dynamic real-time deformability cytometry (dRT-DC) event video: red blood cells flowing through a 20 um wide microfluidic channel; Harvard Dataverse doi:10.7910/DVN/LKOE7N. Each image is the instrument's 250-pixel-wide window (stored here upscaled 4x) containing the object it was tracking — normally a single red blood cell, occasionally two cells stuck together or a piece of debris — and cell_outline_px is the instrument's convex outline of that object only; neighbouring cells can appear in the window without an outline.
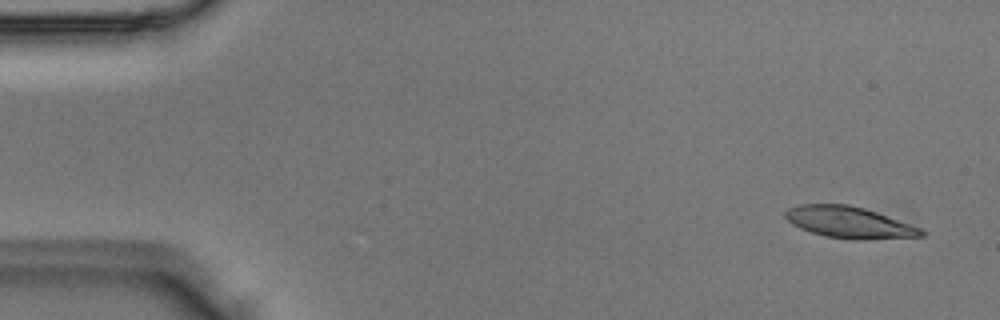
{"species": "Egyptian fruit bat (a non-hibernating species)", "species_latin": "Rousettus aegyptiacus", "temperature_condition": "room temperature", "stored_images_in_passage": 5, "segment_of_instrument_passage": [1, 2], "camera_frame_rate_fps": 3000, "um_per_image_px": 0.085, "animal": {"sex": "male"}, "frame": {"image": 1, "passage_image": 1, "time_ms": 0.0, "image_size_px": [1000, 320], "cell_outline_px": [[928, 232], [924, 236], [860, 240], [852, 240], [824, 236], [800, 228], [792, 224], [784, 216], [784, 212], [788, 208], [800, 204], [848, 204], [864, 208], [876, 212], [920, 228]], "centroid_in_image_um": [72.17, 18.91], "position_along_channel_um": 12.8, "area_um2": 24.91}}
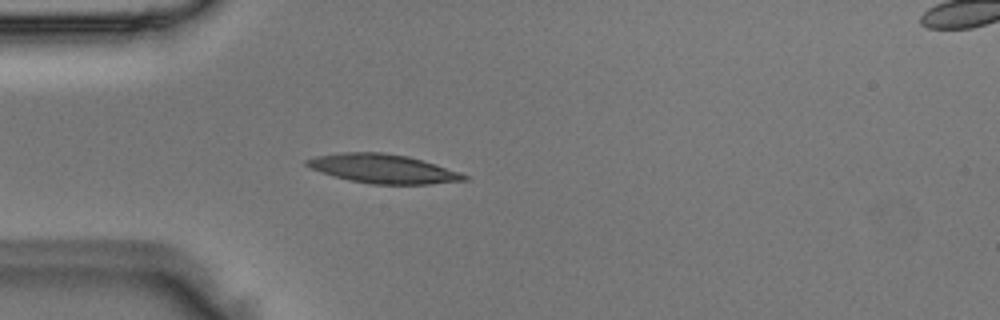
{"frame": {"image": 2, "passage_image": 4, "time_ms": 1.0, "image_size_px": [1000, 320], "cell_outline_px": [[468, 180], [428, 184], [372, 184], [352, 180], [336, 176], [312, 168], [304, 164], [304, 160], [316, 156], [344, 152], [380, 152], [408, 156], [460, 172], [468, 176]], "centroid_in_image_um": [32.58, 14.33], "position_along_channel_um": 52.4, "area_um2": 26.13}}